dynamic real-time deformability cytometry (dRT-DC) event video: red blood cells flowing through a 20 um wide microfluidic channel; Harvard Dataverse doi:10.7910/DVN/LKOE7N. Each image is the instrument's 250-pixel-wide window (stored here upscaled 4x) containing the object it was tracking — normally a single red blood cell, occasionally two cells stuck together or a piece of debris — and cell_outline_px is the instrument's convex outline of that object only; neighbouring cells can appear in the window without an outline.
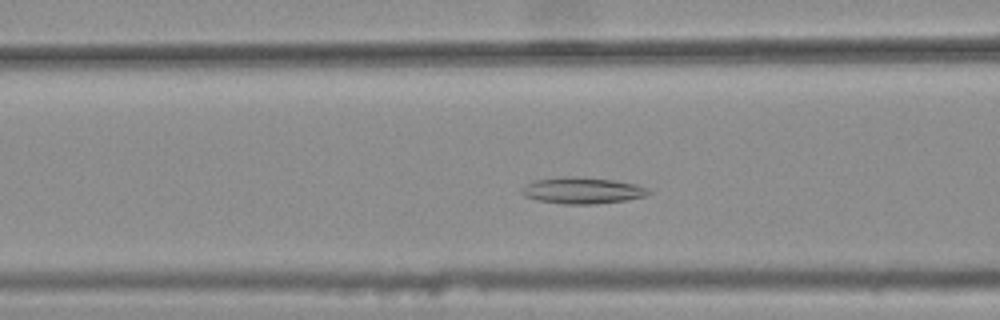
{"species": "common noctule bat (a hibernating species)", "species_latin": "Nyctalus noctula", "temperature_condition": "warm", "stored_images_in_passage": 40, "camera_frame_rate_fps": 3000, "um_per_image_px": 0.085, "animal": {"sex": "female", "body_mass_g": 25.1}, "frame": {"image": 1, "passage_image": 17, "time_ms": 5.333, "image_size_px": [1000, 320], "cell_outline_px": [[652, 192], [644, 196], [628, 200], [596, 204], [564, 204], [536, 200], [524, 196], [520, 192], [520, 188], [524, 184], [536, 180], [612, 180], [636, 184], [648, 188]], "centroid_in_image_um": [49.52, 16.26], "position_along_channel_um": 117.1, "area_um2": 18.44}}
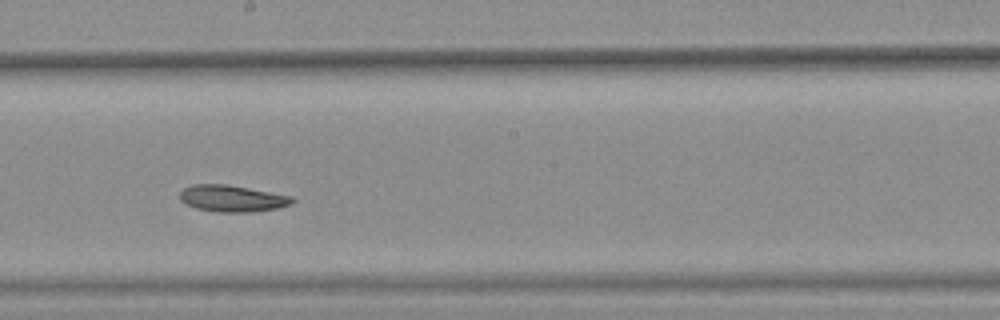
{"frame": {"image": 2, "passage_image": 26, "time_ms": 8.333, "image_size_px": [1000, 320], "cell_outline_px": [[296, 200], [292, 204], [276, 208], [252, 212], [216, 212], [196, 208], [180, 200], [180, 192], [184, 188], [192, 184], [228, 184], [292, 196]], "centroid_in_image_um": [19.75, 16.86], "position_along_channel_um": 228.5, "area_um2": 17.46}}
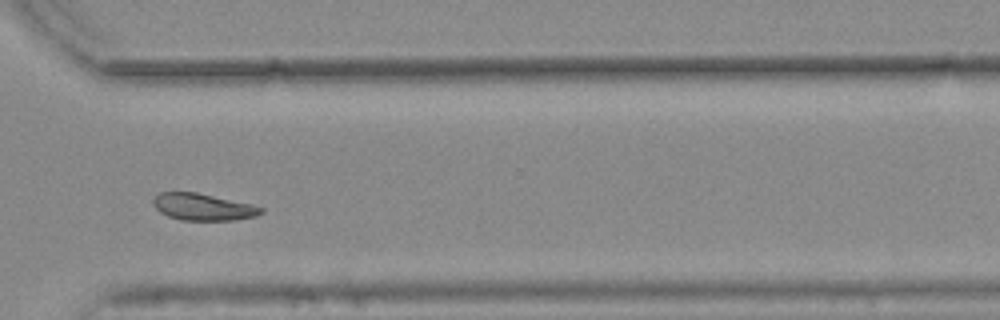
{"frame": {"image": 3, "passage_image": 36, "time_ms": 11.667, "image_size_px": [1000, 320], "cell_outline_px": [[264, 212], [256, 216], [236, 220], [180, 220], [168, 216], [160, 212], [156, 208], [152, 200], [160, 192], [196, 192], [252, 204], [264, 208]], "centroid_in_image_um": [17.28, 17.59], "position_along_channel_um": 353.3, "area_um2": 16.88}}